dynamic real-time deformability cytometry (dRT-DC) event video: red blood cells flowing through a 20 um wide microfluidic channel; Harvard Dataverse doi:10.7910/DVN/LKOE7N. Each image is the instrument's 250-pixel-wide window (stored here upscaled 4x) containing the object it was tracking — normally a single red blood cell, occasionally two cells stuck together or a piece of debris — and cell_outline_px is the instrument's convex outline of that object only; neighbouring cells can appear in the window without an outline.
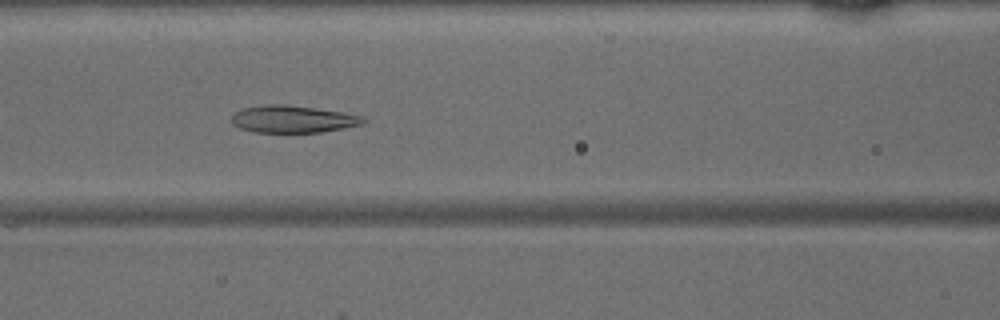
{"species": "common noctule bat (a hibernating species)", "species_latin": "Nyctalus noctula", "temperature_condition": "warm", "stored_images_in_passage": 37, "camera_frame_rate_fps": 3000, "um_per_image_px": 0.085, "animal": {"sex": "male", "body_mass_g": 15.6}, "frame": {"image": 1, "passage_image": 10, "time_ms": 3.0, "image_size_px": [1000, 320], "cell_outline_px": [[368, 120], [364, 124], [344, 128], [320, 132], [252, 132], [240, 128], [232, 124], [232, 112], [244, 108], [264, 104], [284, 104], [340, 112], [364, 116]], "centroid_in_image_um": [24.88, 10.13], "position_along_channel_um": 141.7, "area_um2": 20.92}}
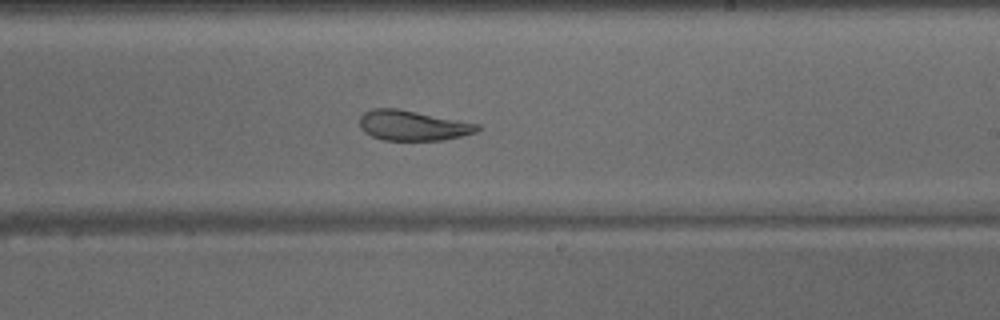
{"frame": {"image": 2, "passage_image": 18, "time_ms": 5.667, "image_size_px": [1000, 320], "cell_outline_px": [[480, 128], [476, 132], [444, 140], [384, 140], [372, 136], [364, 132], [360, 128], [360, 116], [364, 112], [372, 108], [396, 108], [480, 124]], "centroid_in_image_um": [35.06, 10.66], "position_along_channel_um": 253.9, "area_um2": 20.58}}
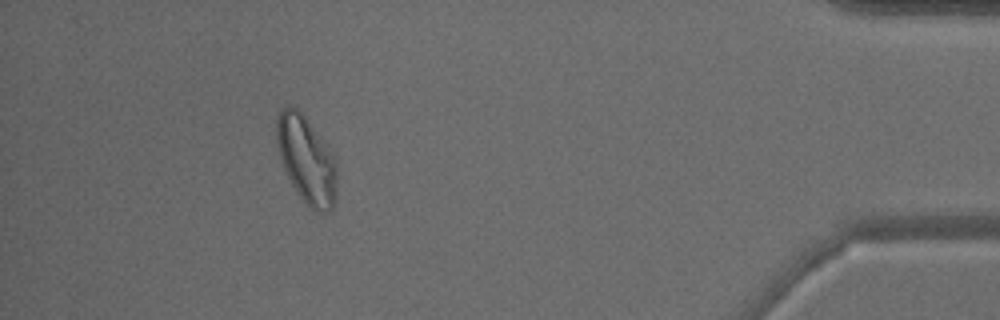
{"frame": {"image": 3, "passage_image": 33, "time_ms": 10.667, "image_size_px": [1000, 320], "cell_outline_px": [[336, 196], [332, 212], [312, 212], [300, 196], [292, 184], [284, 168], [280, 156], [276, 140], [276, 120], [280, 112], [288, 104], [296, 108], [304, 116], [332, 152], [336, 160]], "centroid_in_image_um": [26.07, 13.62], "position_along_channel_um": 409.1, "area_um2": 30.52}}